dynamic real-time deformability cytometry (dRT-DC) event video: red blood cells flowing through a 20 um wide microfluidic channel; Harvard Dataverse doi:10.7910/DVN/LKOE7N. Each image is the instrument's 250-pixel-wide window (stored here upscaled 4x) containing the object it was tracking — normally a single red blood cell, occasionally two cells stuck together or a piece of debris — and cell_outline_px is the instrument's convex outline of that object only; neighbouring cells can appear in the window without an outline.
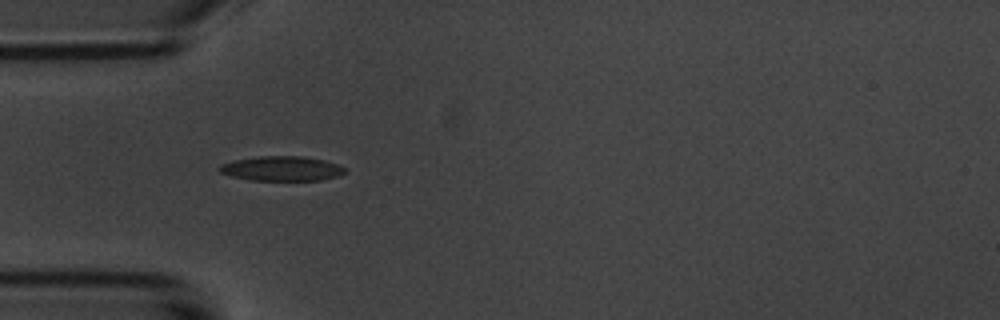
{"species": "common noctule bat (a hibernating species)", "species_latin": "Nyctalus noctula", "temperature_condition": "room temperature", "stored_images_in_passage": 2, "camera_frame_rate_fps": 3000, "um_per_image_px": 0.085, "animal": {"sex": "male", "body_mass_g": 20.1, "forearm_length_mm": 53.5}, "frame": {"image": 1, "passage_image": 1, "time_ms": 0.0, "image_size_px": [1000, 320], "cell_outline_px": [[348, 172], [336, 176], [320, 180], [252, 180], [232, 176], [220, 172], [216, 168], [220, 164], [232, 160], [260, 156], [304, 156], [324, 160], [348, 168]], "centroid_in_image_um": [23.94, 14.32], "position_along_channel_um": 61.1, "area_um2": 18.15}}